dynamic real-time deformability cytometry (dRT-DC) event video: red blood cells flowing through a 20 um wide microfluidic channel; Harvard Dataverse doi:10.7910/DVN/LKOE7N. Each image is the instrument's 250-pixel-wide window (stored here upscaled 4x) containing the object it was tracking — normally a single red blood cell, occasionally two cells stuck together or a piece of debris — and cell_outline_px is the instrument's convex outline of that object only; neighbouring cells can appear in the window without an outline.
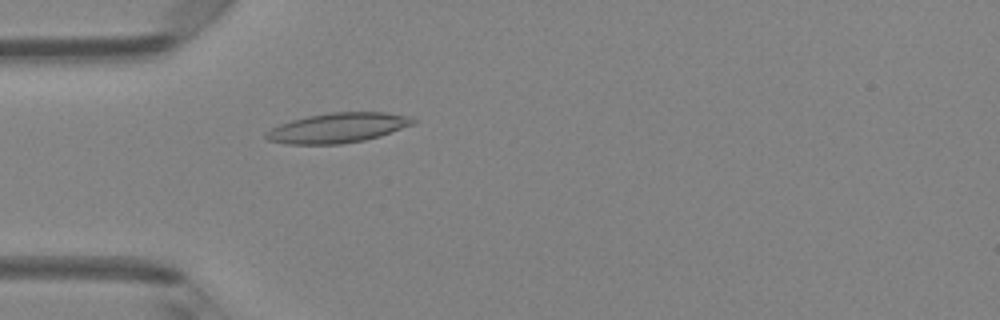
{"species": "Egyptian fruit bat (a non-hibernating species)", "species_latin": "Rousettus aegyptiacus", "temperature_condition": "room temperature", "stored_images_in_passage": 3, "camera_frame_rate_fps": 3000, "um_per_image_px": 0.085, "animal": {"sex": "female"}, "frame": {"image": 1, "passage_image": 3, "time_ms": 0.667, "image_size_px": [1000, 320], "cell_outline_px": [[416, 124], [380, 136], [364, 140], [340, 144], [288, 144], [268, 140], [264, 136], [272, 128], [280, 124], [292, 120], [308, 116], [332, 112], [384, 112], [412, 116], [416, 120]], "centroid_in_image_um": [28.78, 10.86], "position_along_channel_um": 56.2, "area_um2": 25.55}}